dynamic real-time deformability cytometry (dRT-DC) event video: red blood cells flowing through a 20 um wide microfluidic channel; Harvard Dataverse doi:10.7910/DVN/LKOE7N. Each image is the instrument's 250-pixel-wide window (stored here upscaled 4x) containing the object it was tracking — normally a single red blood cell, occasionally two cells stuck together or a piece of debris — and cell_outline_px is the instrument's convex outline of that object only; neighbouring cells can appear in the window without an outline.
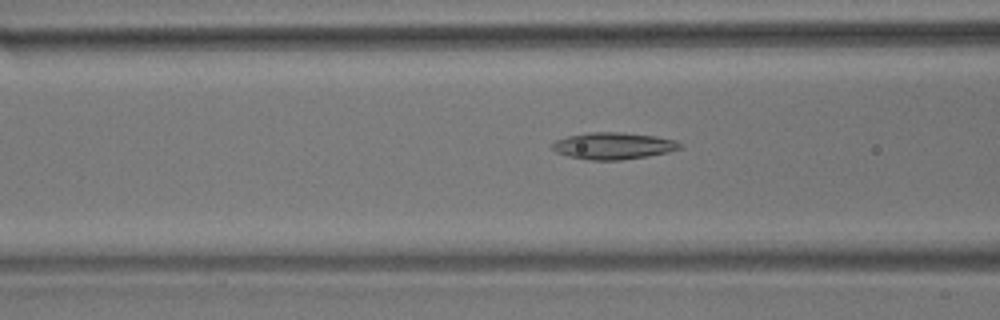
{"species": "common noctule bat (a hibernating species)", "species_latin": "Nyctalus noctula", "temperature_condition": "room temperature", "stored_images_in_passage": 44, "camera_frame_rate_fps": 3000, "um_per_image_px": 0.085, "animal": {"sex": "male", "body_mass_g": 17.9}, "frame": {"image": 1, "passage_image": 16, "time_ms": 5.0, "image_size_px": [1000, 320], "cell_outline_px": [[684, 148], [668, 152], [648, 156], [620, 160], [588, 160], [568, 156], [556, 152], [552, 148], [552, 144], [556, 140], [568, 136], [588, 132], [620, 132], [652, 136], [676, 140], [684, 144]], "centroid_in_image_um": [52.16, 12.4], "position_along_channel_um": 114.4, "area_um2": 20.0}}
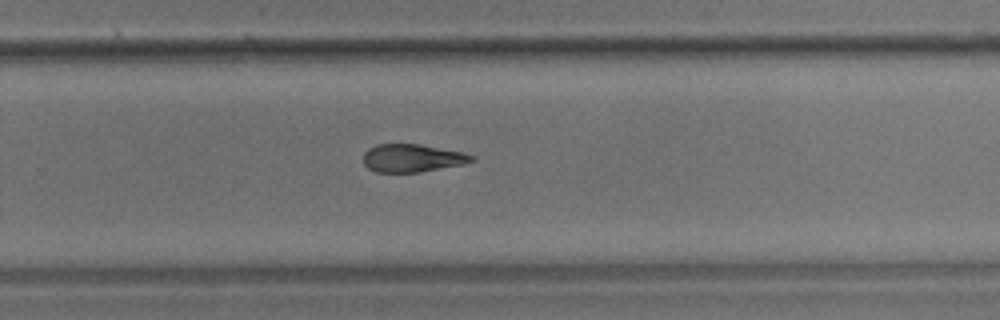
{"frame": {"image": 2, "passage_image": 31, "time_ms": 10.0, "image_size_px": [1000, 320], "cell_outline_px": [[476, 160], [460, 164], [420, 172], [376, 172], [368, 168], [364, 164], [364, 152], [368, 148], [376, 144], [416, 144], [464, 152], [476, 156]], "centroid_in_image_um": [35.02, 13.43], "position_along_channel_um": 294.8, "area_um2": 17.51}}
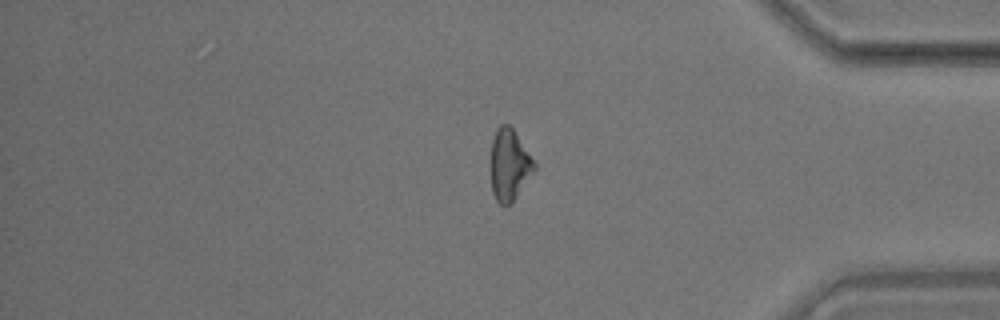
{"frame": {"image": 3, "passage_image": 41, "time_ms": 13.333, "image_size_px": [1000, 320], "cell_outline_px": [[536, 168], [516, 196], [508, 204], [500, 204], [496, 200], [492, 192], [492, 140], [496, 128], [500, 124], [508, 124], [512, 128], [536, 164]], "centroid_in_image_um": [43.29, 13.98], "position_along_channel_um": 391.9, "area_um2": 17.51}}